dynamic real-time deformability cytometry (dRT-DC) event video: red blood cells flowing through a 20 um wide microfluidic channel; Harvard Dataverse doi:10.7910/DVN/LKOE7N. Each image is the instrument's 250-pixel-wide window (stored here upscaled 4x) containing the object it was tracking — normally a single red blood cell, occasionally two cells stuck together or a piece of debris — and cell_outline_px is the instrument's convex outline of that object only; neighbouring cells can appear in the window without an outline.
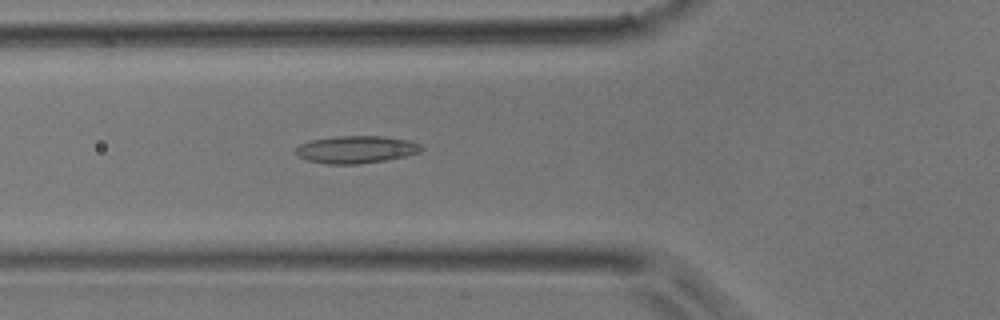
{"species": "common noctule bat (a hibernating species)", "species_latin": "Nyctalus noctula", "temperature_condition": "room temperature", "stored_images_in_passage": 45, "camera_frame_rate_fps": 3000, "um_per_image_px": 0.085, "animal": {"sex": "male", "body_mass_g": 17.9}, "frame": {"image": 1, "passage_image": 16, "time_ms": 5.0, "image_size_px": [1000, 320], "cell_outline_px": [[424, 148], [420, 152], [404, 156], [384, 160], [360, 164], [328, 164], [308, 160], [300, 156], [296, 152], [296, 148], [300, 144], [308, 140], [336, 136], [384, 136], [408, 140], [420, 144]], "centroid_in_image_um": [30.27, 12.7], "position_along_channel_um": 95.5, "area_um2": 20.0}}
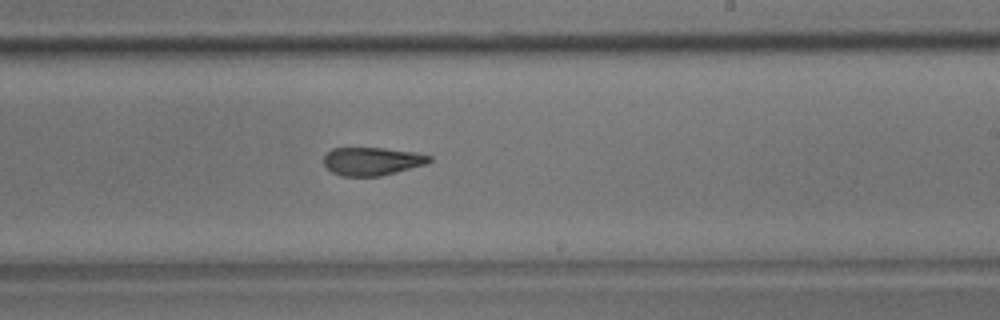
{"frame": {"image": 2, "passage_image": 27, "time_ms": 8.667, "image_size_px": [1000, 320], "cell_outline_px": [[432, 160], [424, 164], [396, 172], [380, 176], [340, 176], [332, 172], [324, 164], [324, 156], [332, 148], [384, 148], [416, 152], [432, 156]], "centroid_in_image_um": [31.62, 13.7], "position_along_channel_um": 257.4, "area_um2": 17.22}}
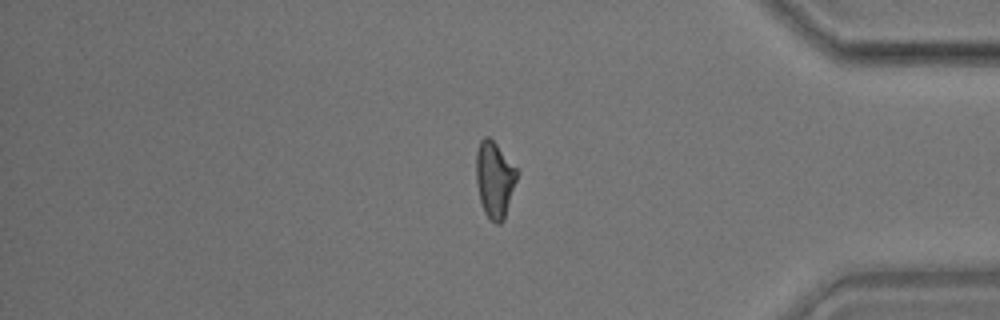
{"frame": {"image": 3, "passage_image": 38, "time_ms": 12.333, "image_size_px": [1000, 320], "cell_outline_px": [[516, 180], [504, 220], [500, 224], [496, 224], [484, 212], [480, 200], [476, 180], [476, 152], [480, 140], [484, 136], [488, 136], [496, 144], [516, 168]], "centroid_in_image_um": [42.01, 15.25], "position_along_channel_um": 393.2, "area_um2": 17.8}}